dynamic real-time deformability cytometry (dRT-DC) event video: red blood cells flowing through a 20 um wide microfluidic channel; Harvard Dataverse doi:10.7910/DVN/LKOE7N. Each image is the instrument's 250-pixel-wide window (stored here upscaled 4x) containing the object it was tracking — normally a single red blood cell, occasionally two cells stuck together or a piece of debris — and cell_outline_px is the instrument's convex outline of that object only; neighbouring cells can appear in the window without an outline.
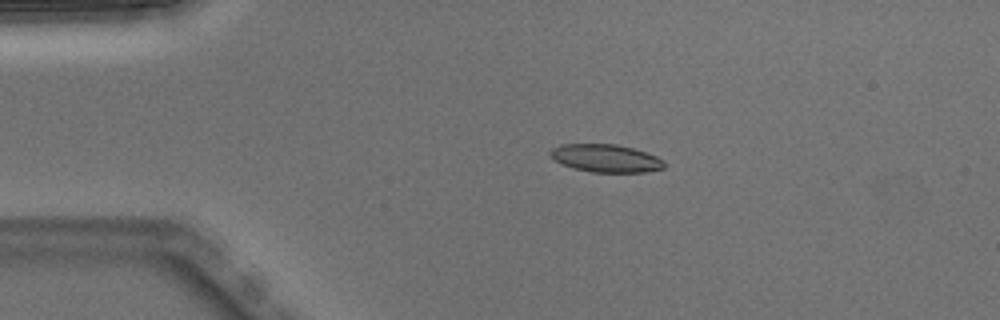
{"species": "Egyptian fruit bat (a non-hibernating species)", "species_latin": "Rousettus aegyptiacus", "temperature_condition": "warm", "stored_images_in_passage": 2, "camera_frame_rate_fps": 3000, "um_per_image_px": 0.085, "animal": {"sex": "male"}, "frame": {"image": 1, "passage_image": 1, "time_ms": 0.0, "image_size_px": [1000, 320], "cell_outline_px": [[664, 168], [644, 172], [592, 172], [572, 168], [548, 156], [548, 152], [552, 148], [560, 144], [616, 144], [632, 148], [656, 156], [664, 160]], "centroid_in_image_um": [51.46, 13.45], "position_along_channel_um": 33.5, "area_um2": 18.44}}